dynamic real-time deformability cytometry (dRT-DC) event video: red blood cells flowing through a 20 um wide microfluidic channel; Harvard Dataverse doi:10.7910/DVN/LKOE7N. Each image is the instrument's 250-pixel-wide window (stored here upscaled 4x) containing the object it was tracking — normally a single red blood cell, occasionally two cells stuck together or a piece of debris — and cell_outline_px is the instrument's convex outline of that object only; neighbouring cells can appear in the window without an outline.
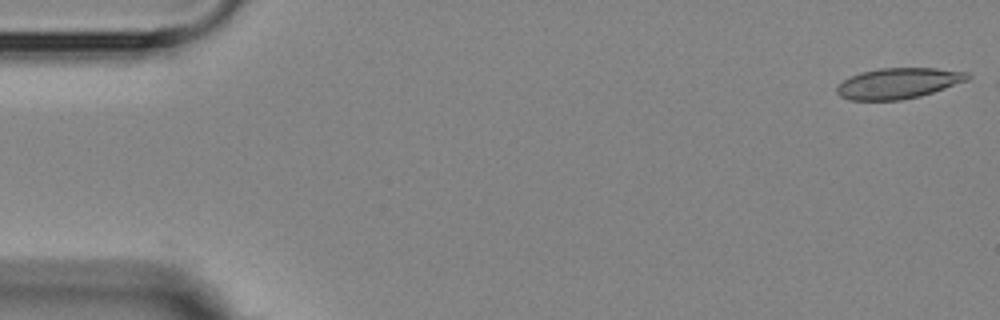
{"species": "Egyptian fruit bat (a non-hibernating species)", "species_latin": "Rousettus aegyptiacus", "temperature_condition": "room temperature", "stored_images_in_passage": 5, "camera_frame_rate_fps": 3000, "um_per_image_px": 0.085, "animal": {"sex": "female"}, "frame": {"image": 1, "passage_image": 1, "time_ms": 0.0, "image_size_px": [1000, 320], "cell_outline_px": [[972, 76], [968, 80], [920, 96], [900, 100], [848, 100], [840, 96], [836, 92], [836, 88], [844, 80], [860, 72], [880, 68], [936, 68], [968, 72]], "centroid_in_image_um": [76.36, 7.07], "position_along_channel_um": 8.6, "area_um2": 23.29}}
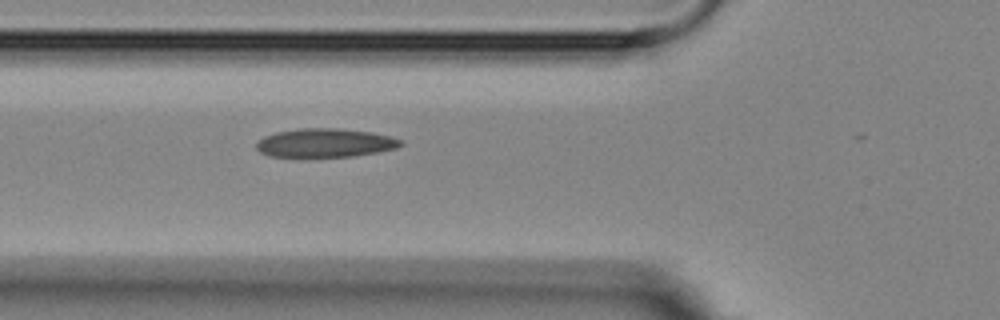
{"frame": {"image": 2, "passage_image": 5, "time_ms": 6.0, "image_size_px": [1000, 320], "cell_outline_px": [[404, 144], [396, 148], [376, 152], [352, 156], [268, 156], [260, 152], [256, 148], [256, 140], [264, 136], [276, 132], [300, 128], [340, 128], [372, 132], [404, 140]], "centroid_in_image_um": [27.62, 12.13], "position_along_channel_um": 98.2, "area_um2": 24.1}}